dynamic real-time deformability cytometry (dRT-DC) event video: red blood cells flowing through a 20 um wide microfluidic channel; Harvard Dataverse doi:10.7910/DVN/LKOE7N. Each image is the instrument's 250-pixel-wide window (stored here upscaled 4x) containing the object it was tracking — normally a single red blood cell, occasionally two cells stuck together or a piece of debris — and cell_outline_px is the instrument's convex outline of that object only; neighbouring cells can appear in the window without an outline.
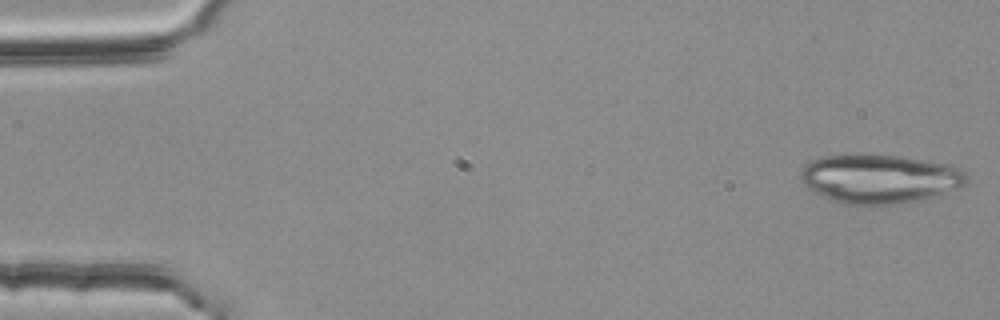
{"species": "common noctule bat (a hibernating species)", "species_latin": "Nyctalus noctula", "temperature_condition": "room temperature", "stored_images_in_passage": 53, "camera_frame_rate_fps": 3000, "um_per_image_px": 0.085, "animal": {"sex": "female", "body_mass_g": 25.1}, "frame": {"image": 1, "passage_image": 1, "time_ms": 0.0, "image_size_px": [1000, 320], "cell_outline_px": [[968, 180], [964, 184], [956, 188], [908, 204], [876, 208], [868, 208], [840, 204], [808, 188], [800, 180], [800, 168], [812, 160], [824, 156], [860, 152], [904, 156], [948, 164], [960, 168], [968, 176]], "centroid_in_image_um": [74.72, 15.21], "position_along_channel_um": 10.3, "area_um2": 49.13}}
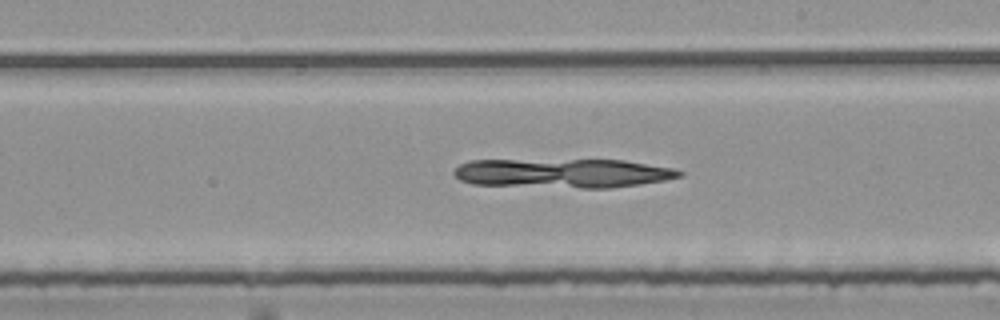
{"frame": {"image": 2, "passage_image": 30, "time_ms": 9.667, "image_size_px": [1000, 320], "cell_outline_px": [[684, 176], [664, 180], [640, 184], [608, 188], [580, 188], [472, 184], [460, 180], [452, 172], [460, 164], [468, 160], [624, 160], [676, 168], [684, 172]], "centroid_in_image_um": [47.88, 14.72], "position_along_channel_um": 241.1, "area_um2": 38.55}}
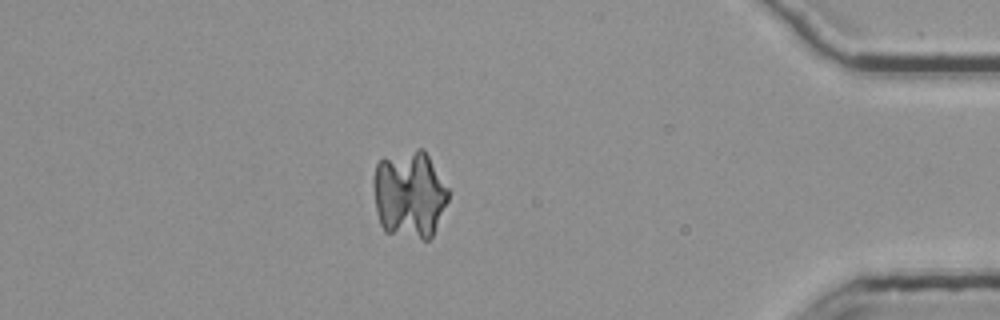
{"frame": {"image": 3, "passage_image": 46, "time_ms": 15.0, "image_size_px": [1000, 320], "cell_outline_px": [[448, 200], [432, 236], [428, 240], [424, 240], [384, 232], [380, 224], [376, 212], [372, 184], [372, 180], [376, 164], [384, 156], [416, 148], [424, 148], [448, 188]], "centroid_in_image_um": [34.77, 16.5], "position_along_channel_um": 400.4, "area_um2": 38.78}}